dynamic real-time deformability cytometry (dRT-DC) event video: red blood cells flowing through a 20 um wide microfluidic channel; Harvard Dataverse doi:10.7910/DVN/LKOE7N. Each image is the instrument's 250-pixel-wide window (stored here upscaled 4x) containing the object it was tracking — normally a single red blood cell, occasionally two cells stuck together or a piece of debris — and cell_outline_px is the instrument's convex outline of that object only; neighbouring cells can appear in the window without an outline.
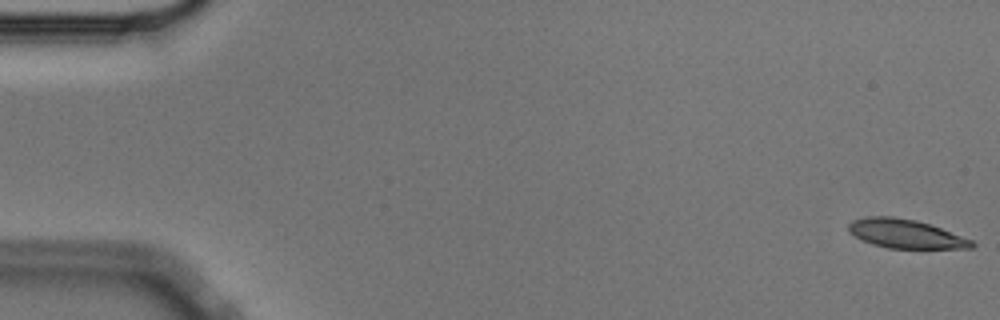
{"species": "Egyptian fruit bat (a non-hibernating species)", "species_latin": "Rousettus aegyptiacus", "temperature_condition": "cold", "stored_images_in_passage": 56, "camera_frame_rate_fps": 3000, "um_per_image_px": 0.085, "animal": {"sex": "male"}, "frame": {"image": 1, "passage_image": 1, "time_ms": 0.0, "image_size_px": [1000, 320], "cell_outline_px": [[976, 244], [972, 248], [888, 248], [872, 244], [856, 236], [848, 228], [848, 224], [852, 220], [868, 216], [892, 216], [916, 220], [940, 228], [972, 240]], "centroid_in_image_um": [76.97, 19.86], "position_along_channel_um": 8.0, "area_um2": 20.4}}
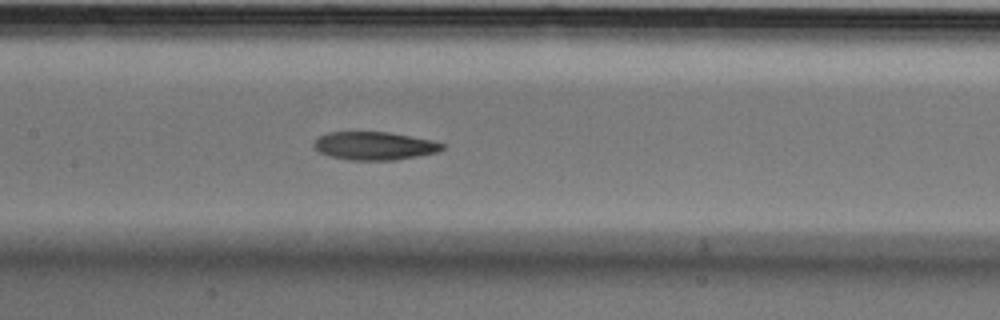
{"frame": {"image": 2, "passage_image": 27, "time_ms": 8.667, "image_size_px": [1000, 320], "cell_outline_px": [[444, 148], [436, 152], [396, 160], [348, 160], [332, 156], [320, 152], [312, 148], [312, 144], [320, 136], [328, 132], [388, 132], [432, 140], [444, 144]], "centroid_in_image_um": [31.8, 12.39], "position_along_channel_um": 175.6, "area_um2": 20.92}}
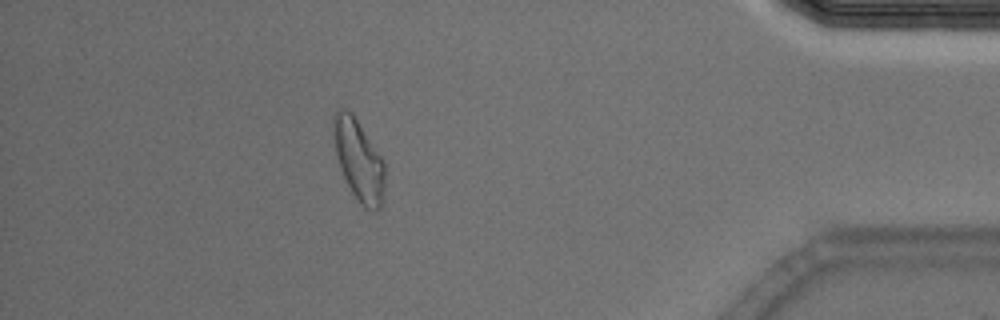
{"frame": {"image": 3, "passage_image": 50, "time_ms": 16.333, "image_size_px": [1000, 320], "cell_outline_px": [[384, 200], [380, 208], [376, 212], [364, 208], [360, 204], [352, 192], [340, 168], [336, 156], [332, 132], [332, 116], [336, 108], [344, 108], [352, 112], [384, 160]], "centroid_in_image_um": [30.48, 13.59], "position_along_channel_um": 404.7, "area_um2": 24.74}, "authors_computed_cell_mechanics": {"area_um2": 21.9929, "velocity_mm_per_s": 3.5651, "shape_relaxation_time_tau1_ms": 10.6593, "shape_relaxation_time_tau2_ms": 7.2527, "deformation_change_tau1": 0.26, "deformation_change_tau2": 0.1652}}